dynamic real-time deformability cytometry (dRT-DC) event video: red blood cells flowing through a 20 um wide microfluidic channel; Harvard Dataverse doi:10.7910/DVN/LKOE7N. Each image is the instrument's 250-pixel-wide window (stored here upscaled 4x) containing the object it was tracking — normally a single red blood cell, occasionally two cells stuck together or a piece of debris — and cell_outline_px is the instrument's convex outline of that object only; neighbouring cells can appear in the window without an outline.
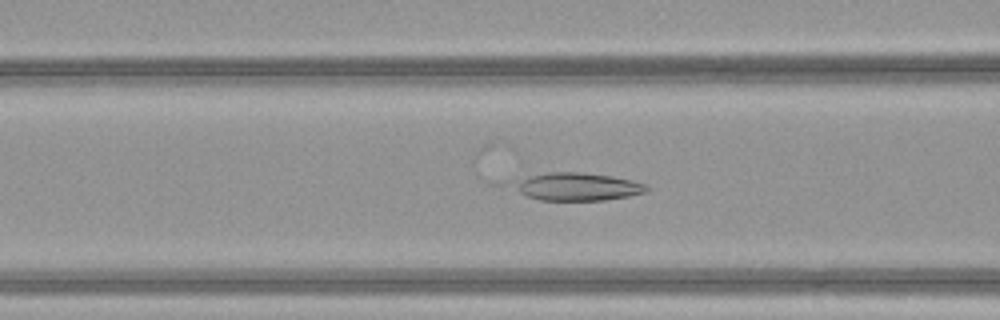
{"species": "common noctule bat (a hibernating species)", "species_latin": "Nyctalus noctula", "temperature_condition": "warm", "stored_images_in_passage": 49, "camera_frame_rate_fps": 3000, "um_per_image_px": 0.085, "animal": {"sex": "female", "body_mass_g": 21.9}, "frame": {"image": 1, "passage_image": 21, "time_ms": 6.667, "image_size_px": [1000, 320], "cell_outline_px": [[648, 188], [644, 192], [628, 196], [604, 200], [540, 200], [528, 196], [520, 192], [512, 184], [528, 172], [580, 172], [612, 176], [632, 180], [644, 184]], "centroid_in_image_um": [48.98, 15.84], "position_along_channel_um": 117.6, "area_um2": 21.68}}
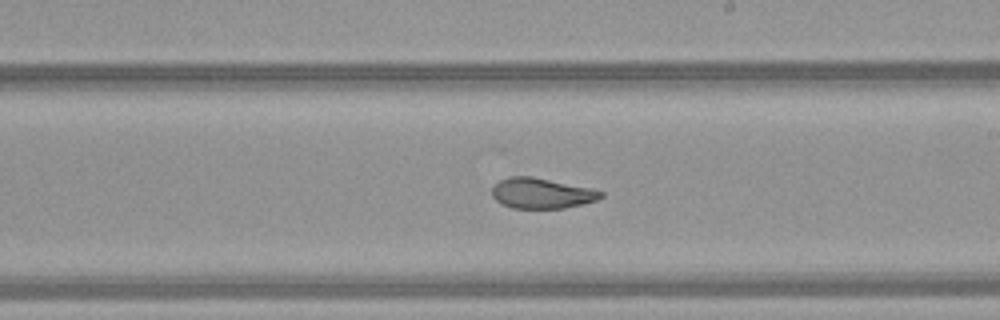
{"frame": {"image": 2, "passage_image": 30, "time_ms": 9.667, "image_size_px": [1000, 320], "cell_outline_px": [[604, 196], [596, 200], [564, 208], [512, 208], [500, 204], [492, 196], [492, 188], [500, 180], [508, 176], [532, 176], [592, 188], [604, 192]], "centroid_in_image_um": [46.02, 16.42], "position_along_channel_um": 243.0, "area_um2": 19.36}}
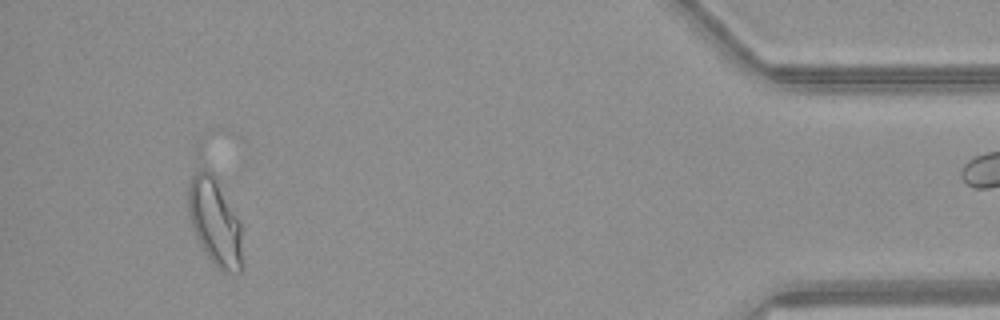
{"frame": {"image": 3, "passage_image": 47, "time_ms": 15.333, "image_size_px": [1000, 320], "cell_outline_px": [[244, 268], [240, 272], [220, 272], [212, 264], [200, 244], [192, 228], [188, 212], [188, 188], [196, 152], [200, 148], [216, 176], [240, 220], [244, 264]], "centroid_in_image_um": [18.22, 18.56], "position_along_channel_um": 417.0, "area_um2": 30.4}}